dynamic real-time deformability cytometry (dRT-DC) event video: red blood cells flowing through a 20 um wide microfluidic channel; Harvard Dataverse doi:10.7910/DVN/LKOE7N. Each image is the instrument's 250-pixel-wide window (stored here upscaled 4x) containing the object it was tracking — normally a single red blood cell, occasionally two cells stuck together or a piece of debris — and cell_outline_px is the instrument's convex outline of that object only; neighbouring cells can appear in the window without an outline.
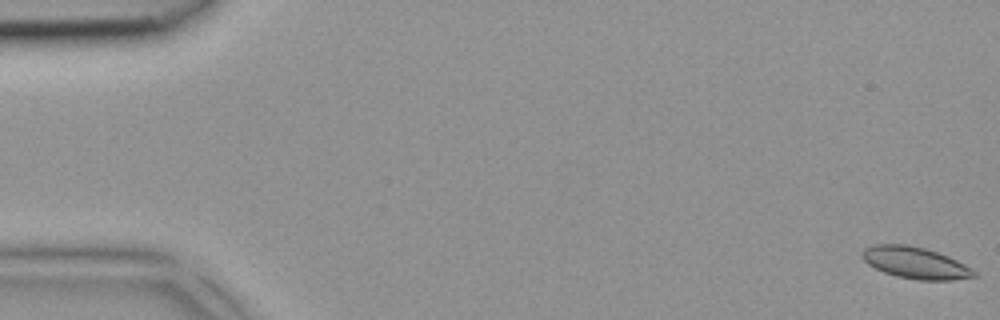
{"species": "common noctule bat (a hibernating species)", "species_latin": "Nyctalus noctula", "temperature_condition": "room temperature", "stored_images_in_passage": 6, "camera_frame_rate_fps": 3000, "um_per_image_px": 0.085, "animal": {"sex": "female", "body_mass_g": 18.4}, "frame": {"image": 1, "passage_image": 1, "time_ms": 0.0, "image_size_px": [1000, 320], "cell_outline_px": [[976, 276], [952, 280], [916, 280], [896, 276], [884, 272], [868, 264], [860, 256], [860, 252], [864, 248], [876, 244], [904, 244], [924, 248], [948, 256], [972, 268], [976, 272]], "centroid_in_image_um": [77.77, 22.34], "position_along_channel_um": 7.2, "area_um2": 20.58}}